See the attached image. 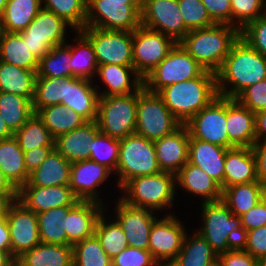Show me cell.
Masks as SVG:
<instances>
[{
  "instance_id": "a7ac6f4b",
  "label": "cell",
  "mask_w": 266,
  "mask_h": 266,
  "mask_svg": "<svg viewBox=\"0 0 266 266\" xmlns=\"http://www.w3.org/2000/svg\"><path fill=\"white\" fill-rule=\"evenodd\" d=\"M7 205L8 202L2 196H0V216L5 214Z\"/></svg>"
},
{
  "instance_id": "816d5d0a",
  "label": "cell",
  "mask_w": 266,
  "mask_h": 266,
  "mask_svg": "<svg viewBox=\"0 0 266 266\" xmlns=\"http://www.w3.org/2000/svg\"><path fill=\"white\" fill-rule=\"evenodd\" d=\"M235 99L253 113L266 111V79L245 88Z\"/></svg>"
},
{
  "instance_id": "52a82bcc",
  "label": "cell",
  "mask_w": 266,
  "mask_h": 266,
  "mask_svg": "<svg viewBox=\"0 0 266 266\" xmlns=\"http://www.w3.org/2000/svg\"><path fill=\"white\" fill-rule=\"evenodd\" d=\"M181 125L158 93L144 86L137 92L136 134L155 141L172 134Z\"/></svg>"
},
{
  "instance_id": "11a10c76",
  "label": "cell",
  "mask_w": 266,
  "mask_h": 266,
  "mask_svg": "<svg viewBox=\"0 0 266 266\" xmlns=\"http://www.w3.org/2000/svg\"><path fill=\"white\" fill-rule=\"evenodd\" d=\"M239 246L260 260L266 255V225L244 232Z\"/></svg>"
},
{
  "instance_id": "4316f807",
  "label": "cell",
  "mask_w": 266,
  "mask_h": 266,
  "mask_svg": "<svg viewBox=\"0 0 266 266\" xmlns=\"http://www.w3.org/2000/svg\"><path fill=\"white\" fill-rule=\"evenodd\" d=\"M258 181L256 159L251 147H232L227 149L225 157L224 185L225 188L236 184Z\"/></svg>"
},
{
  "instance_id": "f907efd6",
  "label": "cell",
  "mask_w": 266,
  "mask_h": 266,
  "mask_svg": "<svg viewBox=\"0 0 266 266\" xmlns=\"http://www.w3.org/2000/svg\"><path fill=\"white\" fill-rule=\"evenodd\" d=\"M178 4L188 31L215 25L201 0H178Z\"/></svg>"
},
{
  "instance_id": "ab89813d",
  "label": "cell",
  "mask_w": 266,
  "mask_h": 266,
  "mask_svg": "<svg viewBox=\"0 0 266 266\" xmlns=\"http://www.w3.org/2000/svg\"><path fill=\"white\" fill-rule=\"evenodd\" d=\"M34 114L32 100L19 95L0 92V115L14 134Z\"/></svg>"
},
{
  "instance_id": "d6986e66",
  "label": "cell",
  "mask_w": 266,
  "mask_h": 266,
  "mask_svg": "<svg viewBox=\"0 0 266 266\" xmlns=\"http://www.w3.org/2000/svg\"><path fill=\"white\" fill-rule=\"evenodd\" d=\"M110 174L107 167L92 160L76 161L71 164L69 186L80 201L103 204L97 186L103 184Z\"/></svg>"
},
{
  "instance_id": "8d00e7d4",
  "label": "cell",
  "mask_w": 266,
  "mask_h": 266,
  "mask_svg": "<svg viewBox=\"0 0 266 266\" xmlns=\"http://www.w3.org/2000/svg\"><path fill=\"white\" fill-rule=\"evenodd\" d=\"M221 200L234 215L240 217L262 200L261 183L256 181L225 188Z\"/></svg>"
},
{
  "instance_id": "1f68e13d",
  "label": "cell",
  "mask_w": 266,
  "mask_h": 266,
  "mask_svg": "<svg viewBox=\"0 0 266 266\" xmlns=\"http://www.w3.org/2000/svg\"><path fill=\"white\" fill-rule=\"evenodd\" d=\"M18 259L23 266H73V247L62 244L39 243Z\"/></svg>"
},
{
  "instance_id": "f5cc1de1",
  "label": "cell",
  "mask_w": 266,
  "mask_h": 266,
  "mask_svg": "<svg viewBox=\"0 0 266 266\" xmlns=\"http://www.w3.org/2000/svg\"><path fill=\"white\" fill-rule=\"evenodd\" d=\"M240 37L266 57V13L241 30Z\"/></svg>"
},
{
  "instance_id": "34e18365",
  "label": "cell",
  "mask_w": 266,
  "mask_h": 266,
  "mask_svg": "<svg viewBox=\"0 0 266 266\" xmlns=\"http://www.w3.org/2000/svg\"><path fill=\"white\" fill-rule=\"evenodd\" d=\"M259 266H266V255L259 260Z\"/></svg>"
},
{
  "instance_id": "db71d44e",
  "label": "cell",
  "mask_w": 266,
  "mask_h": 266,
  "mask_svg": "<svg viewBox=\"0 0 266 266\" xmlns=\"http://www.w3.org/2000/svg\"><path fill=\"white\" fill-rule=\"evenodd\" d=\"M112 266H158L149 250L127 246L111 259Z\"/></svg>"
},
{
  "instance_id": "ba28073f",
  "label": "cell",
  "mask_w": 266,
  "mask_h": 266,
  "mask_svg": "<svg viewBox=\"0 0 266 266\" xmlns=\"http://www.w3.org/2000/svg\"><path fill=\"white\" fill-rule=\"evenodd\" d=\"M142 1L87 0L85 27L131 31L141 25Z\"/></svg>"
},
{
  "instance_id": "2644e50d",
  "label": "cell",
  "mask_w": 266,
  "mask_h": 266,
  "mask_svg": "<svg viewBox=\"0 0 266 266\" xmlns=\"http://www.w3.org/2000/svg\"><path fill=\"white\" fill-rule=\"evenodd\" d=\"M262 186V199L266 201V181H263L261 183Z\"/></svg>"
},
{
  "instance_id": "7dc6e473",
  "label": "cell",
  "mask_w": 266,
  "mask_h": 266,
  "mask_svg": "<svg viewBox=\"0 0 266 266\" xmlns=\"http://www.w3.org/2000/svg\"><path fill=\"white\" fill-rule=\"evenodd\" d=\"M72 247L73 266H112L111 258L95 234L74 243Z\"/></svg>"
},
{
  "instance_id": "d4e9b609",
  "label": "cell",
  "mask_w": 266,
  "mask_h": 266,
  "mask_svg": "<svg viewBox=\"0 0 266 266\" xmlns=\"http://www.w3.org/2000/svg\"><path fill=\"white\" fill-rule=\"evenodd\" d=\"M82 78L66 77L65 99L62 103L73 109L86 121L97 119L99 92L93 83Z\"/></svg>"
},
{
  "instance_id": "9a60e30c",
  "label": "cell",
  "mask_w": 266,
  "mask_h": 266,
  "mask_svg": "<svg viewBox=\"0 0 266 266\" xmlns=\"http://www.w3.org/2000/svg\"><path fill=\"white\" fill-rule=\"evenodd\" d=\"M141 25L180 42L189 32L181 16L178 0H143Z\"/></svg>"
},
{
  "instance_id": "7c38bea8",
  "label": "cell",
  "mask_w": 266,
  "mask_h": 266,
  "mask_svg": "<svg viewBox=\"0 0 266 266\" xmlns=\"http://www.w3.org/2000/svg\"><path fill=\"white\" fill-rule=\"evenodd\" d=\"M68 25L70 27L64 19L42 7L33 21L19 33L32 54L40 60L51 48L66 43Z\"/></svg>"
},
{
  "instance_id": "b9f144b4",
  "label": "cell",
  "mask_w": 266,
  "mask_h": 266,
  "mask_svg": "<svg viewBox=\"0 0 266 266\" xmlns=\"http://www.w3.org/2000/svg\"><path fill=\"white\" fill-rule=\"evenodd\" d=\"M37 77H73L71 45L65 43L53 47L39 60Z\"/></svg>"
},
{
  "instance_id": "2e32d148",
  "label": "cell",
  "mask_w": 266,
  "mask_h": 266,
  "mask_svg": "<svg viewBox=\"0 0 266 266\" xmlns=\"http://www.w3.org/2000/svg\"><path fill=\"white\" fill-rule=\"evenodd\" d=\"M5 216L9 227L11 254L18 258L41 243L37 214L18 200L8 203Z\"/></svg>"
},
{
  "instance_id": "bcb514c9",
  "label": "cell",
  "mask_w": 266,
  "mask_h": 266,
  "mask_svg": "<svg viewBox=\"0 0 266 266\" xmlns=\"http://www.w3.org/2000/svg\"><path fill=\"white\" fill-rule=\"evenodd\" d=\"M104 216L103 211L97 220L94 234L99 239L106 254L112 259L129 245L124 231L118 222L114 220L106 223Z\"/></svg>"
},
{
  "instance_id": "603a6c76",
  "label": "cell",
  "mask_w": 266,
  "mask_h": 266,
  "mask_svg": "<svg viewBox=\"0 0 266 266\" xmlns=\"http://www.w3.org/2000/svg\"><path fill=\"white\" fill-rule=\"evenodd\" d=\"M103 208V204L98 202L79 200L69 209L68 216L65 217L68 246L94 235Z\"/></svg>"
},
{
  "instance_id": "836d02e7",
  "label": "cell",
  "mask_w": 266,
  "mask_h": 266,
  "mask_svg": "<svg viewBox=\"0 0 266 266\" xmlns=\"http://www.w3.org/2000/svg\"><path fill=\"white\" fill-rule=\"evenodd\" d=\"M0 61L38 71L39 60L32 54L19 32L5 31L0 37Z\"/></svg>"
},
{
  "instance_id": "11e5206c",
  "label": "cell",
  "mask_w": 266,
  "mask_h": 266,
  "mask_svg": "<svg viewBox=\"0 0 266 266\" xmlns=\"http://www.w3.org/2000/svg\"><path fill=\"white\" fill-rule=\"evenodd\" d=\"M116 1H143V0H116Z\"/></svg>"
},
{
  "instance_id": "f1b7e54d",
  "label": "cell",
  "mask_w": 266,
  "mask_h": 266,
  "mask_svg": "<svg viewBox=\"0 0 266 266\" xmlns=\"http://www.w3.org/2000/svg\"><path fill=\"white\" fill-rule=\"evenodd\" d=\"M176 184L188 193L199 195L203 203L222 199L221 186L201 168L187 162L176 173Z\"/></svg>"
},
{
  "instance_id": "83f0119b",
  "label": "cell",
  "mask_w": 266,
  "mask_h": 266,
  "mask_svg": "<svg viewBox=\"0 0 266 266\" xmlns=\"http://www.w3.org/2000/svg\"><path fill=\"white\" fill-rule=\"evenodd\" d=\"M130 73H134L132 81L130 80ZM97 74L108 87V90L98 93L99 96L128 95L138 92L144 86L143 79L137 74L133 66L98 65Z\"/></svg>"
},
{
  "instance_id": "60d3db41",
  "label": "cell",
  "mask_w": 266,
  "mask_h": 266,
  "mask_svg": "<svg viewBox=\"0 0 266 266\" xmlns=\"http://www.w3.org/2000/svg\"><path fill=\"white\" fill-rule=\"evenodd\" d=\"M76 37L79 45H71V68L73 77L93 81L98 62L91 42L80 32Z\"/></svg>"
},
{
  "instance_id": "680465c9",
  "label": "cell",
  "mask_w": 266,
  "mask_h": 266,
  "mask_svg": "<svg viewBox=\"0 0 266 266\" xmlns=\"http://www.w3.org/2000/svg\"><path fill=\"white\" fill-rule=\"evenodd\" d=\"M243 233L266 225V201L263 199L240 216Z\"/></svg>"
},
{
  "instance_id": "5b68a950",
  "label": "cell",
  "mask_w": 266,
  "mask_h": 266,
  "mask_svg": "<svg viewBox=\"0 0 266 266\" xmlns=\"http://www.w3.org/2000/svg\"><path fill=\"white\" fill-rule=\"evenodd\" d=\"M176 174L161 171L129 180L123 189L122 200L132 206L158 211L173 206L176 193ZM128 194V195H126Z\"/></svg>"
},
{
  "instance_id": "7402d4cb",
  "label": "cell",
  "mask_w": 266,
  "mask_h": 266,
  "mask_svg": "<svg viewBox=\"0 0 266 266\" xmlns=\"http://www.w3.org/2000/svg\"><path fill=\"white\" fill-rule=\"evenodd\" d=\"M226 130L229 148L252 147L256 141L255 113L236 99L226 98Z\"/></svg>"
},
{
  "instance_id": "003e7915",
  "label": "cell",
  "mask_w": 266,
  "mask_h": 266,
  "mask_svg": "<svg viewBox=\"0 0 266 266\" xmlns=\"http://www.w3.org/2000/svg\"><path fill=\"white\" fill-rule=\"evenodd\" d=\"M14 259L11 251L0 250V266H6Z\"/></svg>"
},
{
  "instance_id": "e575fe53",
  "label": "cell",
  "mask_w": 266,
  "mask_h": 266,
  "mask_svg": "<svg viewBox=\"0 0 266 266\" xmlns=\"http://www.w3.org/2000/svg\"><path fill=\"white\" fill-rule=\"evenodd\" d=\"M37 72L0 61V92L33 100Z\"/></svg>"
},
{
  "instance_id": "cb8c5ba5",
  "label": "cell",
  "mask_w": 266,
  "mask_h": 266,
  "mask_svg": "<svg viewBox=\"0 0 266 266\" xmlns=\"http://www.w3.org/2000/svg\"><path fill=\"white\" fill-rule=\"evenodd\" d=\"M99 132L95 121H87L81 127L58 135L54 141V149L70 163L89 160V146Z\"/></svg>"
},
{
  "instance_id": "2a66077c",
  "label": "cell",
  "mask_w": 266,
  "mask_h": 266,
  "mask_svg": "<svg viewBox=\"0 0 266 266\" xmlns=\"http://www.w3.org/2000/svg\"><path fill=\"white\" fill-rule=\"evenodd\" d=\"M158 266H172L171 264H159Z\"/></svg>"
},
{
  "instance_id": "ac0fdd59",
  "label": "cell",
  "mask_w": 266,
  "mask_h": 266,
  "mask_svg": "<svg viewBox=\"0 0 266 266\" xmlns=\"http://www.w3.org/2000/svg\"><path fill=\"white\" fill-rule=\"evenodd\" d=\"M116 204V221L121 226L130 247L148 250L152 225L157 219L154 211L125 203L121 197Z\"/></svg>"
},
{
  "instance_id": "9c48e42d",
  "label": "cell",
  "mask_w": 266,
  "mask_h": 266,
  "mask_svg": "<svg viewBox=\"0 0 266 266\" xmlns=\"http://www.w3.org/2000/svg\"><path fill=\"white\" fill-rule=\"evenodd\" d=\"M137 92L128 95L99 96L96 122L99 131L123 139L136 130Z\"/></svg>"
},
{
  "instance_id": "7a4b0ae2",
  "label": "cell",
  "mask_w": 266,
  "mask_h": 266,
  "mask_svg": "<svg viewBox=\"0 0 266 266\" xmlns=\"http://www.w3.org/2000/svg\"><path fill=\"white\" fill-rule=\"evenodd\" d=\"M158 94L173 116L184 125L219 96L216 73L205 70L200 76L174 83Z\"/></svg>"
},
{
  "instance_id": "e7e4bbea",
  "label": "cell",
  "mask_w": 266,
  "mask_h": 266,
  "mask_svg": "<svg viewBox=\"0 0 266 266\" xmlns=\"http://www.w3.org/2000/svg\"><path fill=\"white\" fill-rule=\"evenodd\" d=\"M256 141H266V111L255 113Z\"/></svg>"
},
{
  "instance_id": "94428289",
  "label": "cell",
  "mask_w": 266,
  "mask_h": 266,
  "mask_svg": "<svg viewBox=\"0 0 266 266\" xmlns=\"http://www.w3.org/2000/svg\"><path fill=\"white\" fill-rule=\"evenodd\" d=\"M251 148L256 159L257 178L262 183L266 181V141H255Z\"/></svg>"
},
{
  "instance_id": "c3c4849f",
  "label": "cell",
  "mask_w": 266,
  "mask_h": 266,
  "mask_svg": "<svg viewBox=\"0 0 266 266\" xmlns=\"http://www.w3.org/2000/svg\"><path fill=\"white\" fill-rule=\"evenodd\" d=\"M120 140L98 132L89 146L90 158L94 162L116 172L119 159Z\"/></svg>"
},
{
  "instance_id": "30bf717a",
  "label": "cell",
  "mask_w": 266,
  "mask_h": 266,
  "mask_svg": "<svg viewBox=\"0 0 266 266\" xmlns=\"http://www.w3.org/2000/svg\"><path fill=\"white\" fill-rule=\"evenodd\" d=\"M205 68L177 42L169 54L143 79L144 87L154 93L181 81L200 76Z\"/></svg>"
},
{
  "instance_id": "44dd1931",
  "label": "cell",
  "mask_w": 266,
  "mask_h": 266,
  "mask_svg": "<svg viewBox=\"0 0 266 266\" xmlns=\"http://www.w3.org/2000/svg\"><path fill=\"white\" fill-rule=\"evenodd\" d=\"M189 140V130L181 125L172 134L153 141L161 171L176 174L188 162Z\"/></svg>"
},
{
  "instance_id": "91938a15",
  "label": "cell",
  "mask_w": 266,
  "mask_h": 266,
  "mask_svg": "<svg viewBox=\"0 0 266 266\" xmlns=\"http://www.w3.org/2000/svg\"><path fill=\"white\" fill-rule=\"evenodd\" d=\"M53 149L54 147H39L24 152V163L27 171L31 173L38 168Z\"/></svg>"
},
{
  "instance_id": "f6af8a7d",
  "label": "cell",
  "mask_w": 266,
  "mask_h": 266,
  "mask_svg": "<svg viewBox=\"0 0 266 266\" xmlns=\"http://www.w3.org/2000/svg\"><path fill=\"white\" fill-rule=\"evenodd\" d=\"M42 5L43 8L64 19L70 24V28H74L77 32L85 28L87 0H42Z\"/></svg>"
},
{
  "instance_id": "03108f58",
  "label": "cell",
  "mask_w": 266,
  "mask_h": 266,
  "mask_svg": "<svg viewBox=\"0 0 266 266\" xmlns=\"http://www.w3.org/2000/svg\"><path fill=\"white\" fill-rule=\"evenodd\" d=\"M13 137V133L7 127L5 121L0 115V140Z\"/></svg>"
},
{
  "instance_id": "ee69618b",
  "label": "cell",
  "mask_w": 266,
  "mask_h": 266,
  "mask_svg": "<svg viewBox=\"0 0 266 266\" xmlns=\"http://www.w3.org/2000/svg\"><path fill=\"white\" fill-rule=\"evenodd\" d=\"M66 78L36 77L33 111L36 114L40 109L62 103L65 99Z\"/></svg>"
},
{
  "instance_id": "e0dca14e",
  "label": "cell",
  "mask_w": 266,
  "mask_h": 266,
  "mask_svg": "<svg viewBox=\"0 0 266 266\" xmlns=\"http://www.w3.org/2000/svg\"><path fill=\"white\" fill-rule=\"evenodd\" d=\"M186 230L174 215H164L152 225L148 250L159 264H170L182 249Z\"/></svg>"
},
{
  "instance_id": "277c9868",
  "label": "cell",
  "mask_w": 266,
  "mask_h": 266,
  "mask_svg": "<svg viewBox=\"0 0 266 266\" xmlns=\"http://www.w3.org/2000/svg\"><path fill=\"white\" fill-rule=\"evenodd\" d=\"M203 228L197 231L217 253L230 251L241 244L243 231L240 217L222 201L202 202Z\"/></svg>"
},
{
  "instance_id": "d6a6232c",
  "label": "cell",
  "mask_w": 266,
  "mask_h": 266,
  "mask_svg": "<svg viewBox=\"0 0 266 266\" xmlns=\"http://www.w3.org/2000/svg\"><path fill=\"white\" fill-rule=\"evenodd\" d=\"M189 239V240H188ZM218 261V254L198 233L191 238L185 235L182 249L170 263L172 266H213Z\"/></svg>"
},
{
  "instance_id": "681fc988",
  "label": "cell",
  "mask_w": 266,
  "mask_h": 266,
  "mask_svg": "<svg viewBox=\"0 0 266 266\" xmlns=\"http://www.w3.org/2000/svg\"><path fill=\"white\" fill-rule=\"evenodd\" d=\"M230 1L231 25L236 27L239 31L243 30L250 22L256 20L257 18L261 17L266 13V0ZM236 21L238 23H236Z\"/></svg>"
},
{
  "instance_id": "74e56055",
  "label": "cell",
  "mask_w": 266,
  "mask_h": 266,
  "mask_svg": "<svg viewBox=\"0 0 266 266\" xmlns=\"http://www.w3.org/2000/svg\"><path fill=\"white\" fill-rule=\"evenodd\" d=\"M71 207L52 208L37 214L41 243L67 245L65 217Z\"/></svg>"
},
{
  "instance_id": "f546056e",
  "label": "cell",
  "mask_w": 266,
  "mask_h": 266,
  "mask_svg": "<svg viewBox=\"0 0 266 266\" xmlns=\"http://www.w3.org/2000/svg\"><path fill=\"white\" fill-rule=\"evenodd\" d=\"M71 164L55 149L30 175L25 185L38 187L69 186Z\"/></svg>"
},
{
  "instance_id": "d590c367",
  "label": "cell",
  "mask_w": 266,
  "mask_h": 266,
  "mask_svg": "<svg viewBox=\"0 0 266 266\" xmlns=\"http://www.w3.org/2000/svg\"><path fill=\"white\" fill-rule=\"evenodd\" d=\"M36 114L54 138L87 122L80 114L61 103L44 107Z\"/></svg>"
},
{
  "instance_id": "7bdbcfd3",
  "label": "cell",
  "mask_w": 266,
  "mask_h": 266,
  "mask_svg": "<svg viewBox=\"0 0 266 266\" xmlns=\"http://www.w3.org/2000/svg\"><path fill=\"white\" fill-rule=\"evenodd\" d=\"M13 136L23 152L39 147H54L55 138L35 113Z\"/></svg>"
},
{
  "instance_id": "6da1fadb",
  "label": "cell",
  "mask_w": 266,
  "mask_h": 266,
  "mask_svg": "<svg viewBox=\"0 0 266 266\" xmlns=\"http://www.w3.org/2000/svg\"><path fill=\"white\" fill-rule=\"evenodd\" d=\"M263 79H266V57L239 37L216 72L218 95L235 99L245 88Z\"/></svg>"
},
{
  "instance_id": "6125c7cd",
  "label": "cell",
  "mask_w": 266,
  "mask_h": 266,
  "mask_svg": "<svg viewBox=\"0 0 266 266\" xmlns=\"http://www.w3.org/2000/svg\"><path fill=\"white\" fill-rule=\"evenodd\" d=\"M0 196L8 203L18 200V190L10 183L0 169Z\"/></svg>"
},
{
  "instance_id": "8fae6325",
  "label": "cell",
  "mask_w": 266,
  "mask_h": 266,
  "mask_svg": "<svg viewBox=\"0 0 266 266\" xmlns=\"http://www.w3.org/2000/svg\"><path fill=\"white\" fill-rule=\"evenodd\" d=\"M80 32L91 42L98 65L133 66L131 31L85 27Z\"/></svg>"
},
{
  "instance_id": "8c879c8a",
  "label": "cell",
  "mask_w": 266,
  "mask_h": 266,
  "mask_svg": "<svg viewBox=\"0 0 266 266\" xmlns=\"http://www.w3.org/2000/svg\"><path fill=\"white\" fill-rule=\"evenodd\" d=\"M7 2L8 0H0V14H3Z\"/></svg>"
},
{
  "instance_id": "753ad0ef",
  "label": "cell",
  "mask_w": 266,
  "mask_h": 266,
  "mask_svg": "<svg viewBox=\"0 0 266 266\" xmlns=\"http://www.w3.org/2000/svg\"><path fill=\"white\" fill-rule=\"evenodd\" d=\"M4 28H3V19H2V14H0V37L3 35L4 33Z\"/></svg>"
},
{
  "instance_id": "f35d334b",
  "label": "cell",
  "mask_w": 266,
  "mask_h": 266,
  "mask_svg": "<svg viewBox=\"0 0 266 266\" xmlns=\"http://www.w3.org/2000/svg\"><path fill=\"white\" fill-rule=\"evenodd\" d=\"M41 8L42 0H8L2 14L4 31H23Z\"/></svg>"
},
{
  "instance_id": "be15d7a7",
  "label": "cell",
  "mask_w": 266,
  "mask_h": 266,
  "mask_svg": "<svg viewBox=\"0 0 266 266\" xmlns=\"http://www.w3.org/2000/svg\"><path fill=\"white\" fill-rule=\"evenodd\" d=\"M0 250L11 251L10 233L5 214L0 216Z\"/></svg>"
},
{
  "instance_id": "4dcf8cb0",
  "label": "cell",
  "mask_w": 266,
  "mask_h": 266,
  "mask_svg": "<svg viewBox=\"0 0 266 266\" xmlns=\"http://www.w3.org/2000/svg\"><path fill=\"white\" fill-rule=\"evenodd\" d=\"M0 169L17 190L28 182L30 173L25 167L24 152L14 136L0 140Z\"/></svg>"
},
{
  "instance_id": "4fadbf2b",
  "label": "cell",
  "mask_w": 266,
  "mask_h": 266,
  "mask_svg": "<svg viewBox=\"0 0 266 266\" xmlns=\"http://www.w3.org/2000/svg\"><path fill=\"white\" fill-rule=\"evenodd\" d=\"M133 67L144 79L176 45V41L161 32L140 25L132 32Z\"/></svg>"
},
{
  "instance_id": "6f0895ef",
  "label": "cell",
  "mask_w": 266,
  "mask_h": 266,
  "mask_svg": "<svg viewBox=\"0 0 266 266\" xmlns=\"http://www.w3.org/2000/svg\"><path fill=\"white\" fill-rule=\"evenodd\" d=\"M215 24L231 25L230 0H201Z\"/></svg>"
},
{
  "instance_id": "89a4df30",
  "label": "cell",
  "mask_w": 266,
  "mask_h": 266,
  "mask_svg": "<svg viewBox=\"0 0 266 266\" xmlns=\"http://www.w3.org/2000/svg\"><path fill=\"white\" fill-rule=\"evenodd\" d=\"M6 266H23V264L18 258H15Z\"/></svg>"
},
{
  "instance_id": "8992f818",
  "label": "cell",
  "mask_w": 266,
  "mask_h": 266,
  "mask_svg": "<svg viewBox=\"0 0 266 266\" xmlns=\"http://www.w3.org/2000/svg\"><path fill=\"white\" fill-rule=\"evenodd\" d=\"M154 142L136 133L120 139L116 174L120 189L131 179L160 173Z\"/></svg>"
},
{
  "instance_id": "ffe728a7",
  "label": "cell",
  "mask_w": 266,
  "mask_h": 266,
  "mask_svg": "<svg viewBox=\"0 0 266 266\" xmlns=\"http://www.w3.org/2000/svg\"><path fill=\"white\" fill-rule=\"evenodd\" d=\"M18 201L36 214L52 208L73 206L79 199L70 186L38 187L24 185L18 190Z\"/></svg>"
},
{
  "instance_id": "484cf974",
  "label": "cell",
  "mask_w": 266,
  "mask_h": 266,
  "mask_svg": "<svg viewBox=\"0 0 266 266\" xmlns=\"http://www.w3.org/2000/svg\"><path fill=\"white\" fill-rule=\"evenodd\" d=\"M227 149L199 139H190L188 162L201 168L222 187Z\"/></svg>"
},
{
  "instance_id": "5bb4252c",
  "label": "cell",
  "mask_w": 266,
  "mask_h": 266,
  "mask_svg": "<svg viewBox=\"0 0 266 266\" xmlns=\"http://www.w3.org/2000/svg\"><path fill=\"white\" fill-rule=\"evenodd\" d=\"M190 139H199L229 149L226 130V97H216L186 124Z\"/></svg>"
},
{
  "instance_id": "9f6ffc18",
  "label": "cell",
  "mask_w": 266,
  "mask_h": 266,
  "mask_svg": "<svg viewBox=\"0 0 266 266\" xmlns=\"http://www.w3.org/2000/svg\"><path fill=\"white\" fill-rule=\"evenodd\" d=\"M217 262L220 266H259V260L240 246L218 254Z\"/></svg>"
},
{
  "instance_id": "3957f363",
  "label": "cell",
  "mask_w": 266,
  "mask_h": 266,
  "mask_svg": "<svg viewBox=\"0 0 266 266\" xmlns=\"http://www.w3.org/2000/svg\"><path fill=\"white\" fill-rule=\"evenodd\" d=\"M239 37L236 27L215 24L189 31L179 43L205 70L216 73Z\"/></svg>"
}]
</instances>
